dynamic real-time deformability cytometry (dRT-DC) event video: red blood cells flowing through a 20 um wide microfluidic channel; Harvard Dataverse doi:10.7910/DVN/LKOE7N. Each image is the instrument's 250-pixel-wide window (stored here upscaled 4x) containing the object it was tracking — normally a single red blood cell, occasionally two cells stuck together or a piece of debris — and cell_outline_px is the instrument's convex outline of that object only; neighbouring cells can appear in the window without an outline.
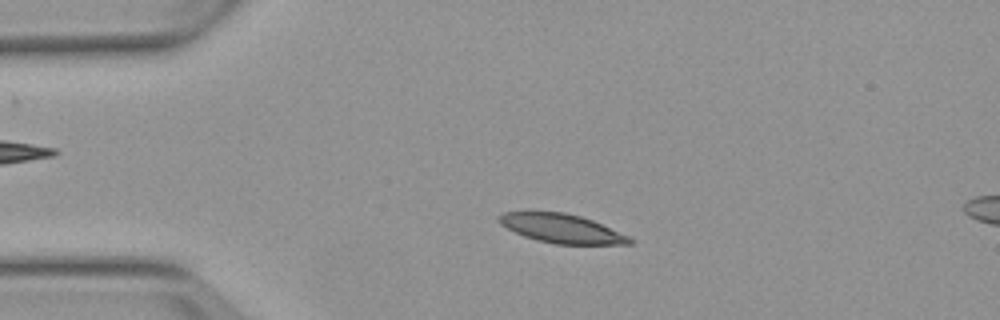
{"species": "Egyptian fruit bat (a non-hibernating species)", "species_latin": "Rousettus aegyptiacus", "temperature_condition": "warm", "stored_images_in_passage": 3, "camera_frame_rate_fps": 3000, "um_per_image_px": 0.085, "animal": {"sex": "female"}, "frame": {"image": 1, "passage_image": 2, "time_ms": 1.0, "image_size_px": [1000, 320], "cell_outline_px": [[632, 244], [556, 244], [536, 240], [524, 236], [500, 224], [496, 220], [496, 216], [504, 212], [528, 208], [564, 212], [580, 216], [592, 220], [628, 236], [632, 240]], "centroid_in_image_um": [47.6, 19.36], "position_along_channel_um": 37.4, "area_um2": 22.66}}